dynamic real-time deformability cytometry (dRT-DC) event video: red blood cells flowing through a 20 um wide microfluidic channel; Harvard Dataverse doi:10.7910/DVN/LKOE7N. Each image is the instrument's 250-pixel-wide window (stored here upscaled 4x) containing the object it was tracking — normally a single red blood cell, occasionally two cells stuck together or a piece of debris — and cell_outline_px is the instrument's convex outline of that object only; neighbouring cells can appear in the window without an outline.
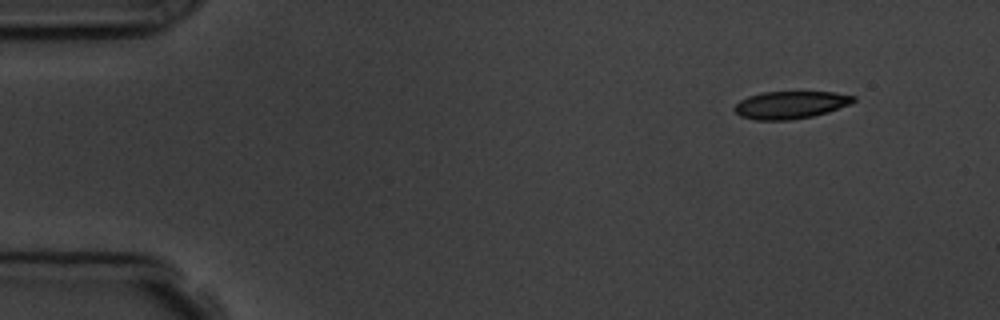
{"species": "common noctule bat (a hibernating species)", "species_latin": "Nyctalus noctula", "temperature_condition": "room temperature", "stored_images_in_passage": 3, "camera_frame_rate_fps": 3000, "um_per_image_px": 0.085, "animal": {"sex": "male", "body_mass_g": 19.5, "forearm_length_mm": 54.6}, "frame": {"image": 1, "passage_image": 1, "time_ms": 0.0, "image_size_px": [1000, 320], "cell_outline_px": [[856, 100], [852, 104], [828, 112], [812, 116], [788, 120], [756, 120], [740, 116], [732, 108], [740, 100], [748, 96], [764, 92], [836, 92], [856, 96]], "centroid_in_image_um": [67.22, 8.91], "position_along_channel_um": 17.8, "area_um2": 19.19}}